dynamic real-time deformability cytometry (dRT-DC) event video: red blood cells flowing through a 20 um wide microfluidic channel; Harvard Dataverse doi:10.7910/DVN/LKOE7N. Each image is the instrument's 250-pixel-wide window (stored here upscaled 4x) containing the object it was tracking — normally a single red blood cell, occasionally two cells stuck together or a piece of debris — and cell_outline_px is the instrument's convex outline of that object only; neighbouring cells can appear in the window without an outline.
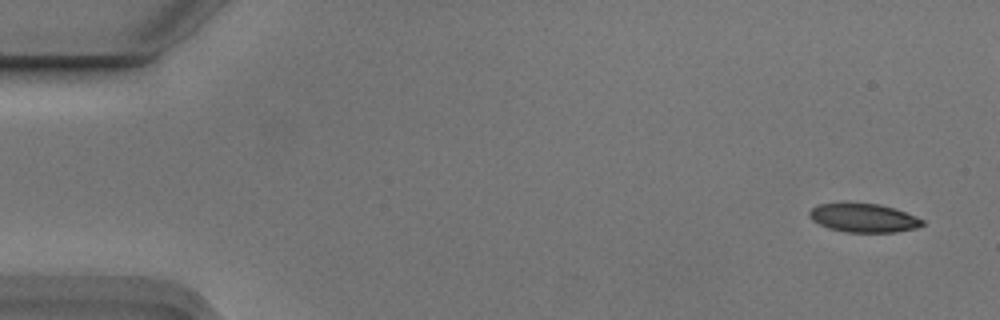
{"species": "Egyptian fruit bat (a non-hibernating species)", "species_latin": "Rousettus aegyptiacus", "temperature_condition": "cold", "stored_images_in_passage": 2, "camera_frame_rate_fps": 3000, "um_per_image_px": 0.085, "animal": {"sex": "male"}, "frame": {"image": 1, "passage_image": 1, "time_ms": 0.0, "image_size_px": [1000, 320], "cell_outline_px": [[924, 224], [916, 228], [896, 232], [844, 232], [828, 228], [812, 220], [808, 216], [808, 212], [816, 204], [844, 200], [848, 200], [880, 204], [896, 208], [916, 216], [924, 220]], "centroid_in_image_um": [73.35, 18.47], "position_along_channel_um": 11.7, "area_um2": 19.83}}